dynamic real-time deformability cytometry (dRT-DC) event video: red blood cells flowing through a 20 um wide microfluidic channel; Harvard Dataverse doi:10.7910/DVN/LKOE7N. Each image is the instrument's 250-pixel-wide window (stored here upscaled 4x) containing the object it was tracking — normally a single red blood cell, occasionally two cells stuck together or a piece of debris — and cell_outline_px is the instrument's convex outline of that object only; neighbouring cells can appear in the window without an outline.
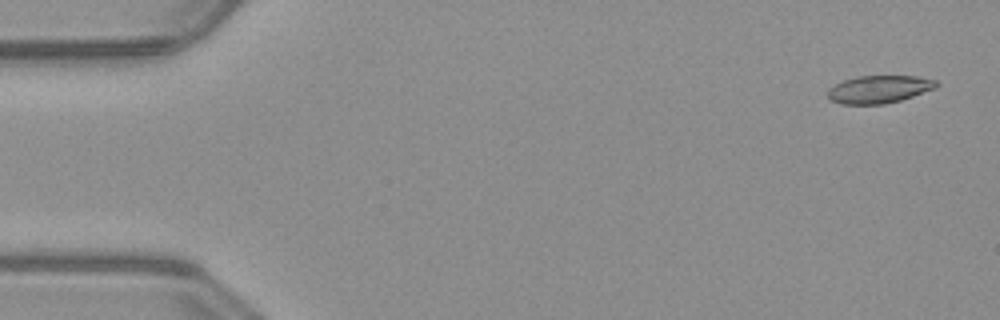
{"species": "common noctule bat (a hibernating species)", "species_latin": "Nyctalus noctula", "temperature_condition": "warm", "stored_images_in_passage": 51, "camera_frame_rate_fps": 3000, "um_per_image_px": 0.085, "animal": {"sex": "male", "body_mass_g": 23.1, "forearm_length_mm": 52.7}, "frame": {"image": 1, "passage_image": 2, "time_ms": 0.333, "image_size_px": [1000, 320], "cell_outline_px": [[940, 84], [936, 88], [900, 100], [884, 104], [840, 104], [832, 100], [828, 96], [828, 88], [844, 80], [856, 76], [916, 76], [936, 80]], "centroid_in_image_um": [74.73, 7.58], "position_along_channel_um": 10.3, "area_um2": 17.46}}
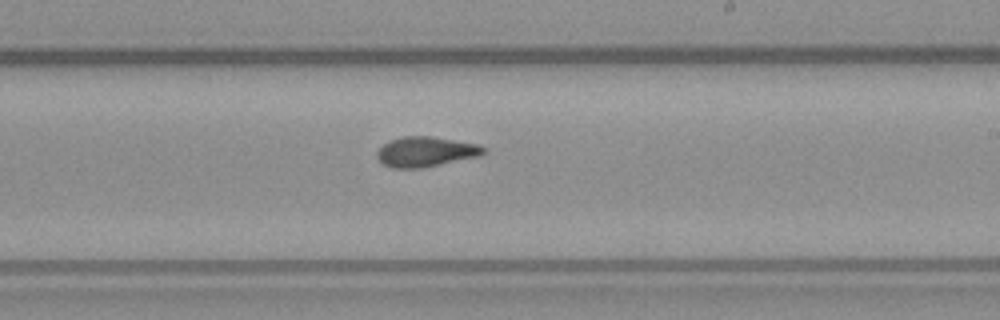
{"frame": {"image": 2, "passage_image": 30, "time_ms": 9.667, "image_size_px": [1000, 320], "cell_outline_px": [[488, 152], [480, 156], [420, 168], [392, 168], [384, 164], [376, 156], [376, 152], [388, 140], [404, 136], [432, 136], [480, 144], [488, 148]], "centroid_in_image_um": [36.24, 12.88], "position_along_channel_um": 252.8, "area_um2": 18.84}}
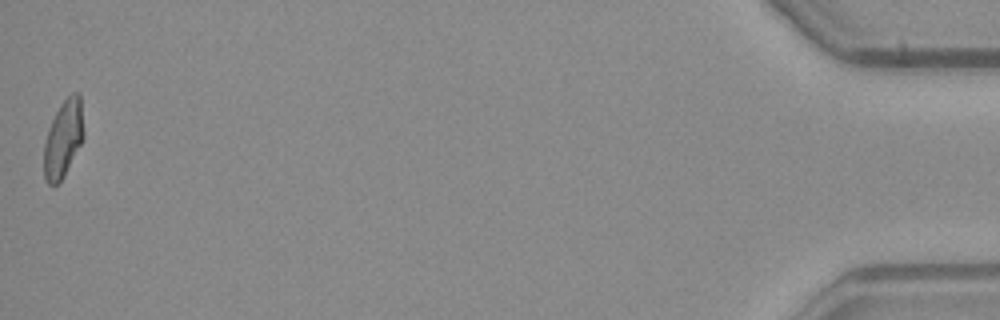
{"frame": {"image": 3, "passage_image": 51, "time_ms": 16.667, "image_size_px": [1000, 320], "cell_outline_px": [[84, 136], [64, 176], [56, 184], [48, 184], [44, 180], [44, 144], [48, 128], [60, 104], [72, 92], [80, 92], [84, 132]], "centroid_in_image_um": [5.38, 11.76], "position_along_channel_um": 429.8, "area_um2": 17.8}, "authors_computed_cell_mechanics": {"area_um2": 18.2648, "velocity_mm_per_s": 4.0237, "shape_relaxation_time_tau1_ms": 9.7458, "shape_relaxation_time_tau2_ms": 2.6347, "deformation_change_tau1": 0.2497, "deformation_change_tau2": 0.0908}}